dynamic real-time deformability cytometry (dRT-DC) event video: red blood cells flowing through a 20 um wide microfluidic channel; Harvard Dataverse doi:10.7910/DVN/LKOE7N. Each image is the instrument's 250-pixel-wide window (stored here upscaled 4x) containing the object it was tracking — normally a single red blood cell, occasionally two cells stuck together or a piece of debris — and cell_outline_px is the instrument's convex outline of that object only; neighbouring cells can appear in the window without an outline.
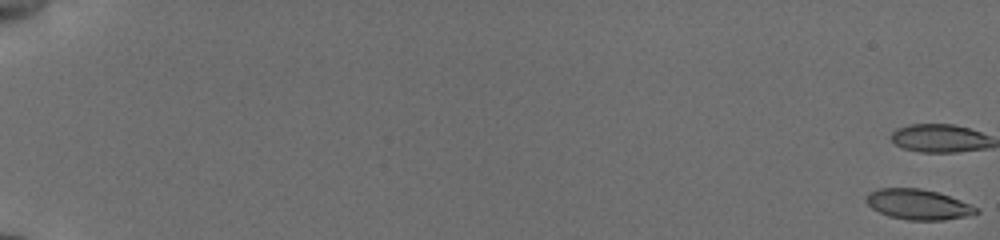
{"species": "common noctule bat (a hibernating species)", "species_latin": "Nyctalus noctula", "temperature_condition": "cold", "stored_images_in_passage": 57, "camera_frame_rate_fps": 3000, "um_per_image_px": 0.085, "animal": {"sex": "female", "body_mass_g": 19.5, "forearm_length_mm": 54.1}, "frame": {"image": 1, "passage_image": 1, "time_ms": 0.0, "image_size_px": [1000, 240], "cell_outline_px": [[980, 212], [964, 216], [944, 220], [908, 220], [888, 216], [872, 208], [864, 200], [864, 196], [868, 192], [880, 188], [920, 188], [936, 192], [960, 200], [980, 208]], "centroid_in_image_um": [78.01, 17.37], "position_along_channel_um": 7.0, "area_um2": 19.42}}